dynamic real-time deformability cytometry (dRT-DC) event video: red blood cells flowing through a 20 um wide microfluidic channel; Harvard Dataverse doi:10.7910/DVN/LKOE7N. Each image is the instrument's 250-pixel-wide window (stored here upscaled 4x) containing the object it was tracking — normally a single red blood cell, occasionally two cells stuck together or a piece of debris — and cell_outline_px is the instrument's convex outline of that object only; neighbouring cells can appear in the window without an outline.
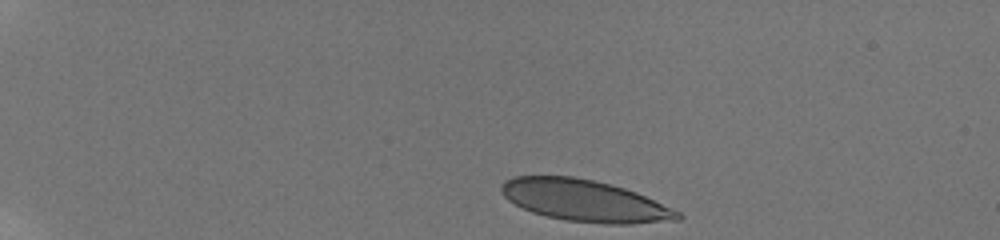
{"species": "human", "species_latin": "Homo sapiens", "temperature_condition": "room temperature", "stored_images_in_passage": 6, "camera_frame_rate_fps": 3000, "um_per_image_px": 0.085, "donor": {"sex": "male"}, "frame": {"image": 1, "passage_image": 1, "time_ms": 0.0, "image_size_px": [1000, 240], "cell_outline_px": [[684, 216], [680, 220], [628, 224], [604, 224], [564, 220], [532, 212], [508, 200], [500, 192], [500, 184], [504, 180], [516, 176], [572, 176], [612, 184], [636, 192], [672, 208], [680, 212]], "centroid_in_image_um": [49.7, 17.06], "position_along_channel_um": 35.3, "area_um2": 42.83}}